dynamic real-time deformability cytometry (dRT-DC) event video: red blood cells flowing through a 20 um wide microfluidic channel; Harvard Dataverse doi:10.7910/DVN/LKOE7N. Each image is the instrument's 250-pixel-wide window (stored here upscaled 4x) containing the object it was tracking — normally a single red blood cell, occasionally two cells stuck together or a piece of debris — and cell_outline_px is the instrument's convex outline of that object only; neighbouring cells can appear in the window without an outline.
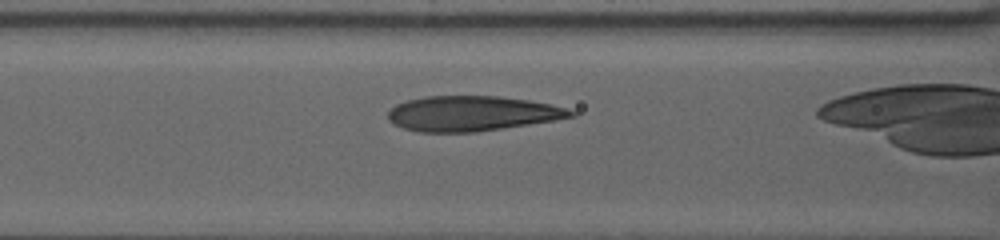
{"species": "human", "species_latin": "Homo sapiens", "temperature_condition": "warm", "stored_images_in_passage": 42, "camera_frame_rate_fps": 3000, "um_per_image_px": 0.085, "donor": {"sex": "female"}, "frame": {"image": 1, "passage_image": 13, "time_ms": 4.0, "image_size_px": [1000, 240], "cell_outline_px": [[576, 116], [556, 120], [476, 132], [420, 132], [404, 128], [388, 120], [388, 112], [396, 104], [408, 100], [424, 96], [496, 96], [528, 100], [568, 108], [576, 112]], "centroid_in_image_um": [40.13, 9.65], "position_along_channel_um": 126.5, "area_um2": 37.22}}
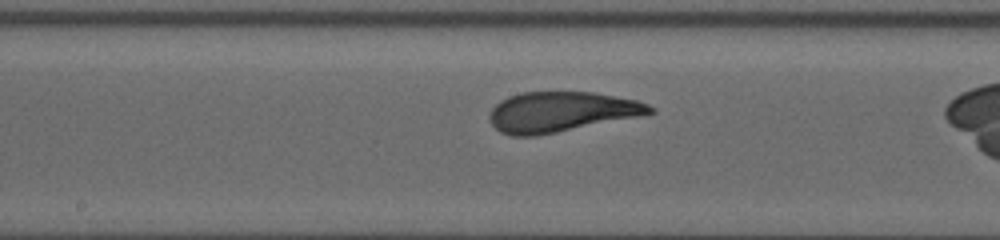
{"frame": {"image": 2, "passage_image": 21, "time_ms": 6.667, "image_size_px": [1000, 240], "cell_outline_px": [[656, 112], [536, 136], [512, 136], [500, 132], [488, 120], [488, 116], [492, 108], [500, 100], [508, 96], [520, 92], [592, 92], [636, 100], [648, 104], [656, 108]], "centroid_in_image_um": [47.64, 9.5], "position_along_channel_um": 200.6, "area_um2": 37.22}}
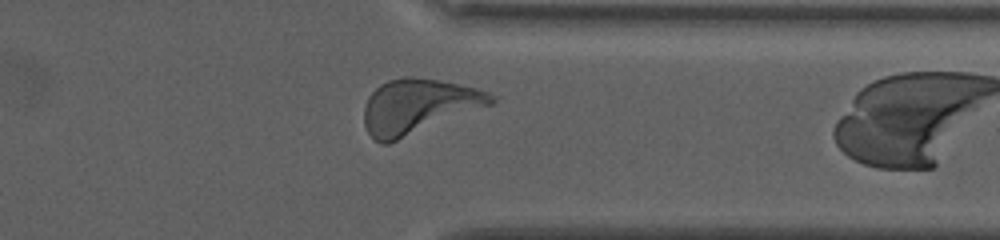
{"frame": {"image": 3, "passage_image": 40, "time_ms": 13.0, "image_size_px": [1000, 240], "cell_outline_px": [[496, 100], [492, 104], [388, 144], [380, 144], [368, 132], [364, 124], [364, 108], [368, 96], [380, 84], [388, 80], [404, 76], [412, 76], [436, 80], [476, 88], [488, 92], [496, 96]], "centroid_in_image_um": [35.53, 9.03], "position_along_channel_um": 375.9, "area_um2": 40.17}}